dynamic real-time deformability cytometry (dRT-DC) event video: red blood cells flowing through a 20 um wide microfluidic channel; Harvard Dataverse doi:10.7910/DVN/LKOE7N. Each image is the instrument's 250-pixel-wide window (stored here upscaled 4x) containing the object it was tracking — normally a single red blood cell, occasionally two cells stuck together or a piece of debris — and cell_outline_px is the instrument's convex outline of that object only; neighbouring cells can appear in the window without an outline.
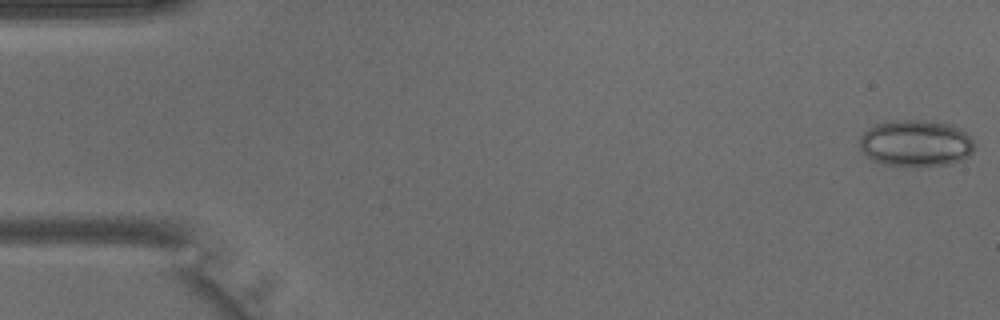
{"species": "common noctule bat (a hibernating species)", "species_latin": "Nyctalus noctula", "temperature_condition": "warm", "stored_images_in_passage": 38, "camera_frame_rate_fps": 3000, "um_per_image_px": 0.085, "animal": {"sex": "male", "body_mass_g": 15.6}, "frame": {"image": 1, "passage_image": 1, "time_ms": 0.0, "image_size_px": [1000, 320], "cell_outline_px": [[972, 152], [964, 160], [948, 164], [884, 164], [872, 160], [860, 148], [860, 136], [868, 128], [884, 120], [924, 120], [952, 124], [964, 132], [972, 140]], "centroid_in_image_um": [77.82, 12.13], "position_along_channel_um": 7.2, "area_um2": 30.69}}
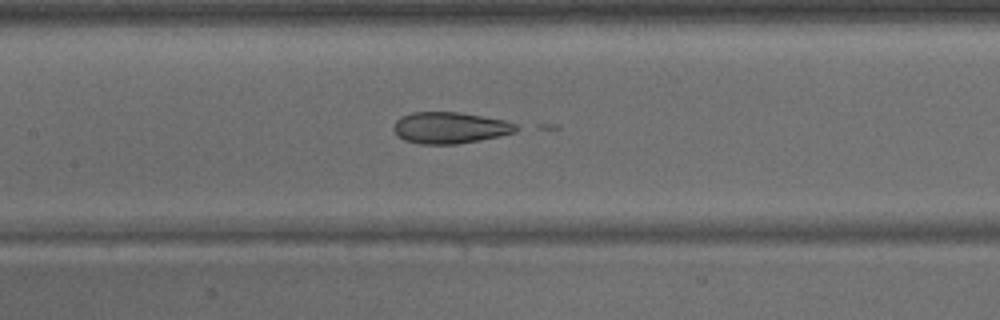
{"frame": {"image": 2, "passage_image": 20, "time_ms": 6.333, "image_size_px": [1000, 320], "cell_outline_px": [[524, 128], [516, 132], [500, 136], [480, 140], [456, 144], [420, 144], [404, 140], [396, 136], [392, 128], [392, 124], [400, 116], [412, 112], [460, 112], [504, 120], [516, 124]], "centroid_in_image_um": [38.24, 10.86], "position_along_channel_um": 169.2, "area_um2": 22.83}}
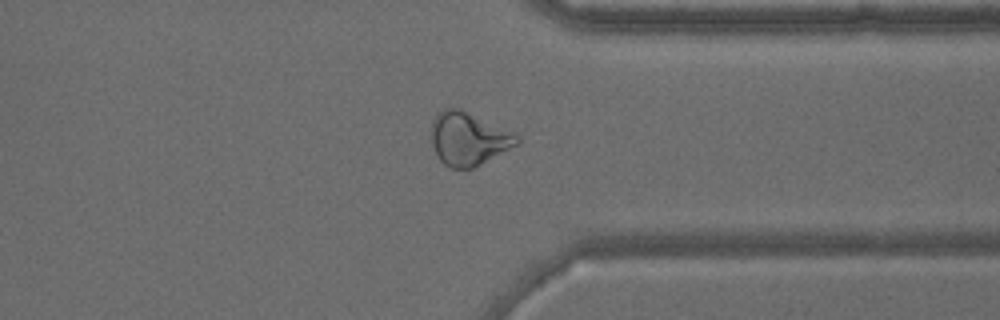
{"frame": {"image": 3, "passage_image": 33, "time_ms": 10.667, "image_size_px": [1000, 320], "cell_outline_px": [[520, 140], [516, 144], [480, 164], [472, 168], [452, 168], [444, 164], [440, 160], [432, 144], [432, 124], [436, 116], [444, 108], [460, 108], [512, 132]], "centroid_in_image_um": [39.78, 11.78], "position_along_channel_um": 371.6, "area_um2": 25.72}}